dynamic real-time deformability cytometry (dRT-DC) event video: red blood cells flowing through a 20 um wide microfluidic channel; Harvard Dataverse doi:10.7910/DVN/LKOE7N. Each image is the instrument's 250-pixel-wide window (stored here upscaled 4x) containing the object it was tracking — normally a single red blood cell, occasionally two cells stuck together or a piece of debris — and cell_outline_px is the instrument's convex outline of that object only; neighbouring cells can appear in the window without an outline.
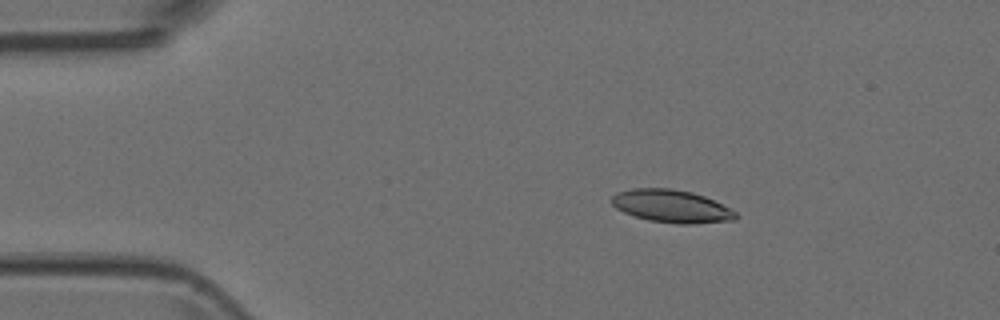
{"species": "Egyptian fruit bat (a non-hibernating species)", "species_latin": "Rousettus aegyptiacus", "temperature_condition": "room temperature", "stored_images_in_passage": 5, "camera_frame_rate_fps": 3000, "um_per_image_px": 0.085, "animal": {"sex": "female"}, "frame": {"image": 1, "passage_image": 2, "time_ms": 0.333, "image_size_px": [1000, 320], "cell_outline_px": [[736, 220], [696, 224], [676, 224], [648, 220], [624, 212], [616, 208], [612, 204], [612, 196], [616, 192], [632, 188], [672, 188], [692, 192], [704, 196], [736, 212]], "centroid_in_image_um": [57.06, 17.53], "position_along_channel_um": 27.9, "area_um2": 23.64}}
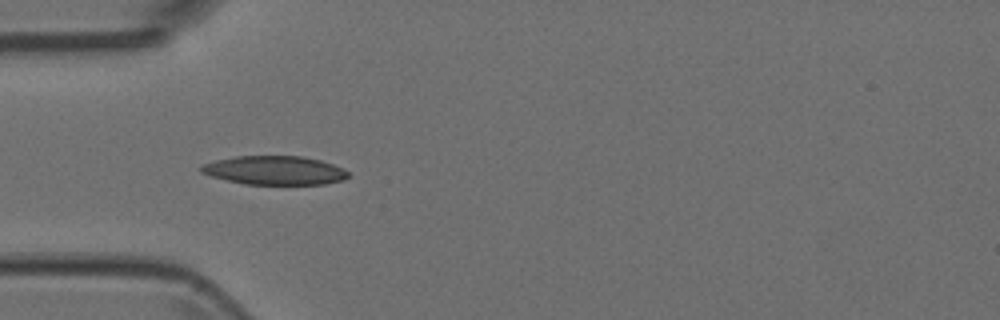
{"frame": {"image": 2, "passage_image": 4, "time_ms": 1.0, "image_size_px": [1000, 320], "cell_outline_px": [[348, 176], [344, 180], [324, 184], [244, 184], [212, 176], [200, 172], [200, 168], [204, 164], [216, 160], [236, 156], [304, 156], [320, 160], [344, 168], [348, 172]], "centroid_in_image_um": [23.37, 14.48], "position_along_channel_um": 61.6, "area_um2": 24.57}}
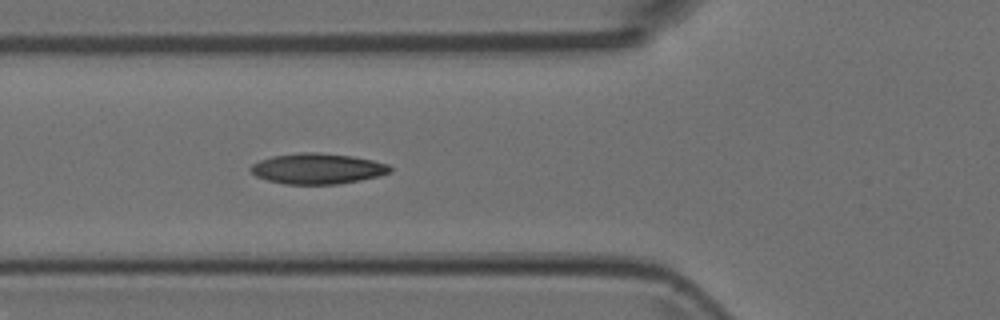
{"frame": {"image": 3, "passage_image": 5, "time_ms": 1.333, "image_size_px": [1000, 320], "cell_outline_px": [[392, 172], [380, 176], [360, 180], [336, 184], [284, 184], [268, 180], [256, 176], [248, 168], [252, 164], [260, 160], [272, 156], [300, 152], [320, 152], [352, 156], [372, 160], [388, 164], [392, 168]], "centroid_in_image_um": [27.0, 14.33], "position_along_channel_um": 98.8, "area_um2": 24.97}}